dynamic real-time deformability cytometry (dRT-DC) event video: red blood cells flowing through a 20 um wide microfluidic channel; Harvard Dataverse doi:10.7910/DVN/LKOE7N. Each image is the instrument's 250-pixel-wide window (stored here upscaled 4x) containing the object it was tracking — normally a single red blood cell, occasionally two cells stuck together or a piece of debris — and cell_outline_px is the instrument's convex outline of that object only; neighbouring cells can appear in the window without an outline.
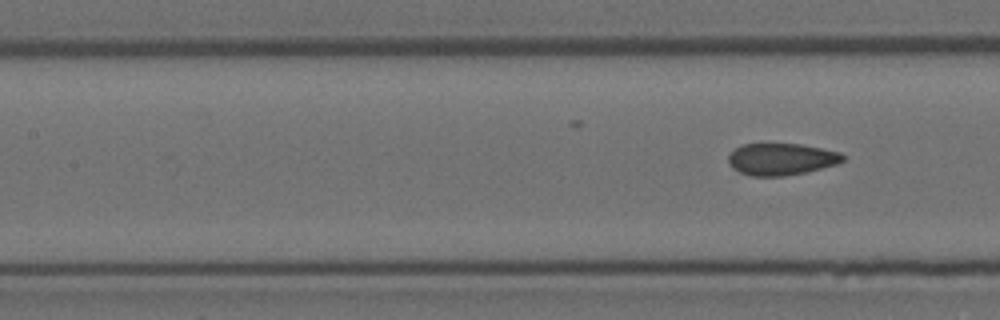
{"species": "Egyptian fruit bat (a non-hibernating species)", "species_latin": "Rousettus aegyptiacus", "temperature_condition": "room temperature", "stored_images_in_passage": 8, "segment_of_instrument_passage": [2, 2], "camera_frame_rate_fps": 3000, "um_per_image_px": 0.085, "animal": {"sex": "female"}, "frame": {"image": 1, "passage_image": 8, "time_ms": 8.667, "image_size_px": [1000, 320], "cell_outline_px": [[844, 160], [836, 164], [804, 172], [784, 176], [752, 176], [740, 172], [732, 168], [728, 164], [728, 156], [736, 148], [744, 144], [800, 144], [840, 152], [844, 156]], "centroid_in_image_um": [66.38, 13.53], "position_along_channel_um": 141.0, "area_um2": 21.04}}